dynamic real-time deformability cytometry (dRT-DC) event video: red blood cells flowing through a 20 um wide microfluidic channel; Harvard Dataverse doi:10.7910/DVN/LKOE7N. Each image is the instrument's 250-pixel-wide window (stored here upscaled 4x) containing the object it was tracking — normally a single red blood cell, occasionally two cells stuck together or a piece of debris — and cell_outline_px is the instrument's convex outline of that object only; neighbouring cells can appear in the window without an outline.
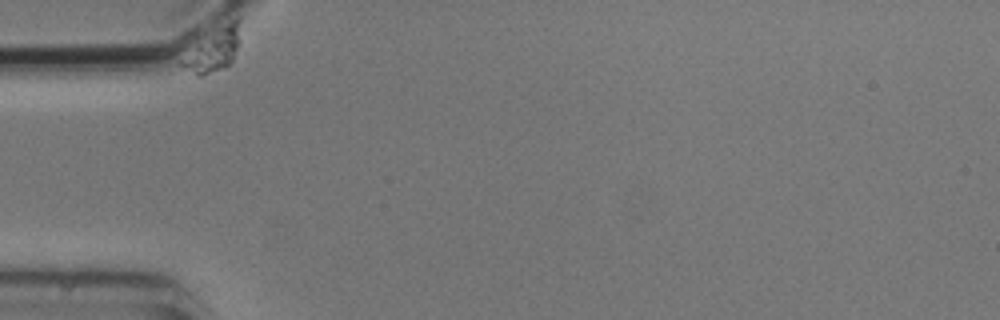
{"species": "common noctule bat (a hibernating species)", "species_latin": "Nyctalus noctula", "temperature_condition": "cold", "stored_images_in_passage": 8, "camera_frame_rate_fps": 3000, "um_per_image_px": 0.085, "animal": {"sex": "male", "body_mass_g": 20.5, "forearm_length_mm": 52.5}, "frame": {"image": 1, "passage_image": 1, "time_ms": 0.0, "image_size_px": [1000, 320], "cell_outline_px": [[240, 44], [232, 64], [228, 68], [204, 76], [196, 76], [180, 64], [180, 60], [220, 28], [236, 16], [240, 16]], "centroid_in_image_um": [18.28, 4.31], "position_along_channel_um": 66.7, "area_um2": 14.28}}
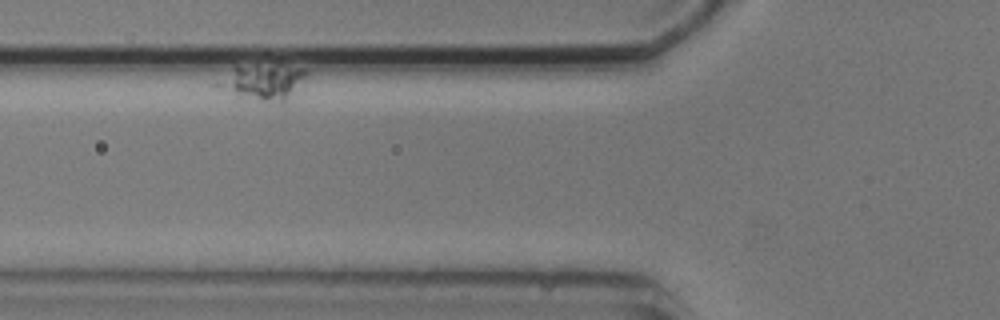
{"frame": {"image": 2, "passage_image": 3, "time_ms": 2.333, "image_size_px": [1000, 320], "cell_outline_px": [[308, 76], [288, 100], [284, 104], [264, 104], [236, 96], [212, 84], [236, 64], [284, 64], [308, 68]], "centroid_in_image_um": [22.37, 6.97], "position_along_channel_um": 103.4, "area_um2": 20.06}}
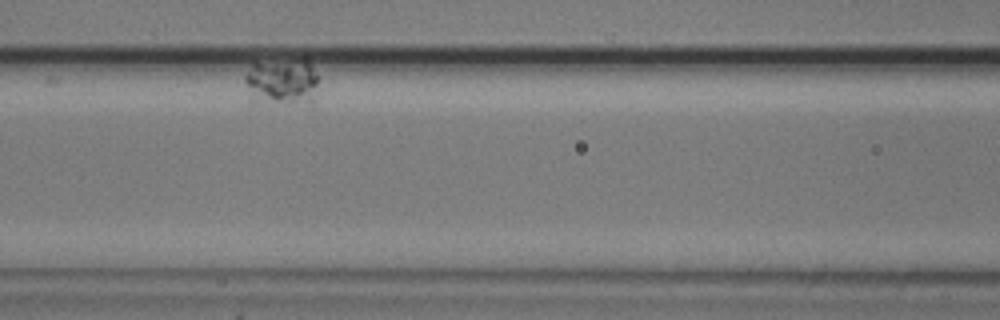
{"frame": {"image": 3, "passage_image": 5, "time_ms": 5.0, "image_size_px": [1000, 320], "cell_outline_px": [[316, 84], [312, 108], [272, 100], [256, 96], [244, 80], [244, 76], [252, 64], [304, 56], [316, 76]], "centroid_in_image_um": [24.1, 6.89], "position_along_channel_um": 142.5, "area_um2": 19.48}}